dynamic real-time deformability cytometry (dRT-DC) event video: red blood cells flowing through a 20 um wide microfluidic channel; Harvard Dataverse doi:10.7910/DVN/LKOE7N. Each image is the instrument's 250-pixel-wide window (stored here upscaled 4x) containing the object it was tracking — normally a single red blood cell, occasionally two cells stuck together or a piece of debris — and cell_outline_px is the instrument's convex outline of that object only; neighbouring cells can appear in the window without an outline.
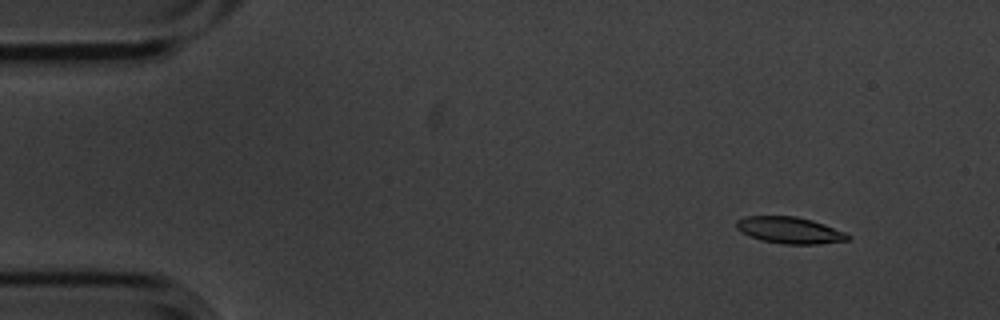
{"species": "common noctule bat (a hibernating species)", "species_latin": "Nyctalus noctula", "temperature_condition": "cold", "stored_images_in_passage": 5, "camera_frame_rate_fps": 3000, "um_per_image_px": 0.085, "animal": {"sex": "male", "body_mass_g": 20.1, "forearm_length_mm": 53.5}, "frame": {"image": 1, "passage_image": 1, "time_ms": 0.0, "image_size_px": [1000, 320], "cell_outline_px": [[852, 236], [848, 240], [816, 244], [784, 244], [764, 240], [740, 232], [736, 228], [736, 220], [744, 216], [796, 216], [812, 220], [848, 232]], "centroid_in_image_um": [67.16, 19.56], "position_along_channel_um": 17.8, "area_um2": 17.28}}